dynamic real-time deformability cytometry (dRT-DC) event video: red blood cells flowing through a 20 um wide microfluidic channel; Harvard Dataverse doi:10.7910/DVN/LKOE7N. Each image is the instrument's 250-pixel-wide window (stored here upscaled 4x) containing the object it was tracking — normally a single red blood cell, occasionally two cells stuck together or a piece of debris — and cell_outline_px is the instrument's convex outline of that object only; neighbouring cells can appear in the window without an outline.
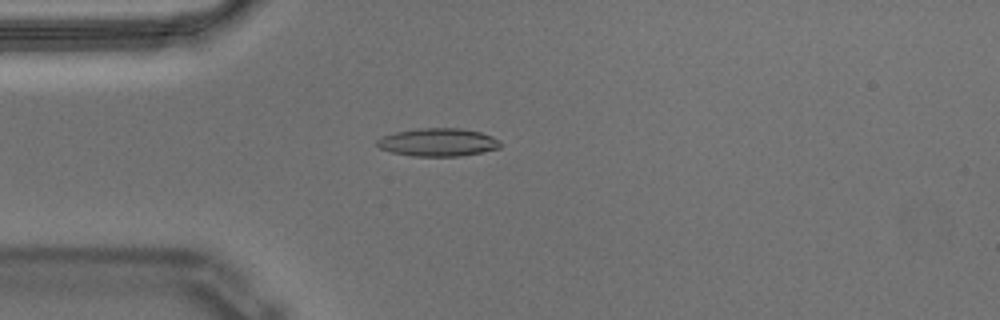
{"species": "Egyptian fruit bat (a non-hibernating species)", "species_latin": "Rousettus aegyptiacus", "temperature_condition": "warm", "stored_images_in_passage": 55, "camera_frame_rate_fps": 3000, "um_per_image_px": 0.085, "animal": {"sex": "male"}, "frame": {"image": 1, "passage_image": 14, "time_ms": 4.333, "image_size_px": [1000, 320], "cell_outline_px": [[500, 148], [460, 156], [412, 156], [392, 152], [380, 148], [376, 144], [376, 140], [380, 136], [396, 132], [416, 128], [460, 128], [480, 132], [492, 136], [500, 140]], "centroid_in_image_um": [37.2, 12.08], "position_along_channel_um": 47.8, "area_um2": 20.17}}
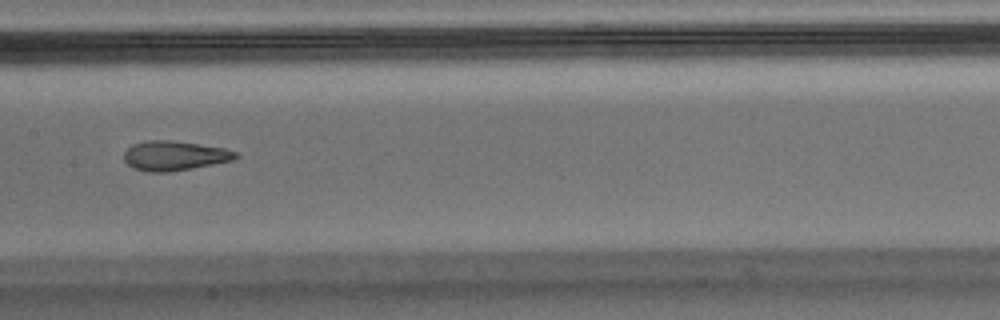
{"frame": {"image": 2, "passage_image": 27, "time_ms": 8.667, "image_size_px": [1000, 320], "cell_outline_px": [[240, 156], [236, 160], [192, 168], [168, 172], [148, 172], [132, 168], [124, 160], [124, 152], [132, 144], [148, 140], [172, 140], [224, 148], [236, 152]], "centroid_in_image_um": [14.84, 13.24], "position_along_channel_um": 192.6, "area_um2": 19.36}}
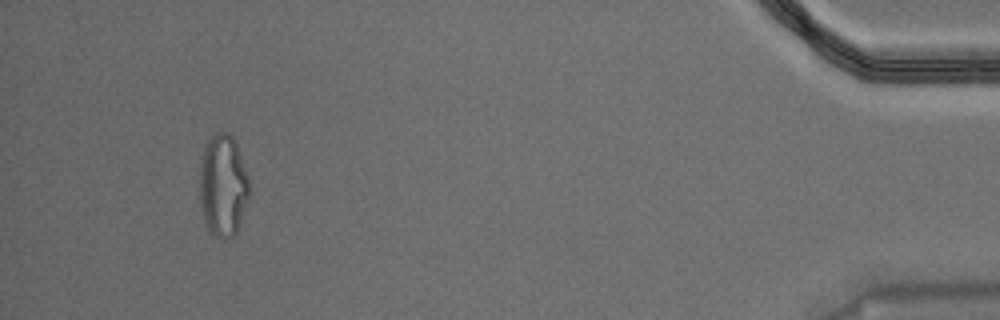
{"frame": {"image": 3, "passage_image": 52, "time_ms": 17.0, "image_size_px": [1000, 320], "cell_outline_px": [[248, 200], [240, 224], [236, 232], [228, 240], [224, 240], [208, 232], [204, 224], [200, 204], [200, 156], [208, 140], [216, 132], [228, 132], [236, 140], [248, 176]], "centroid_in_image_um": [18.94, 15.78], "position_along_channel_um": 416.3, "area_um2": 30.06}, "authors_computed_cell_mechanics": {"area_um2": 19.4786, "velocity_mm_per_s": 3.5605, "shape_relaxation_time_tau1_ms": null, "shape_relaxation_time_tau2_ms": 2.0833, "deformation_change_tau1": null, "deformation_change_tau2": 0.1097}}